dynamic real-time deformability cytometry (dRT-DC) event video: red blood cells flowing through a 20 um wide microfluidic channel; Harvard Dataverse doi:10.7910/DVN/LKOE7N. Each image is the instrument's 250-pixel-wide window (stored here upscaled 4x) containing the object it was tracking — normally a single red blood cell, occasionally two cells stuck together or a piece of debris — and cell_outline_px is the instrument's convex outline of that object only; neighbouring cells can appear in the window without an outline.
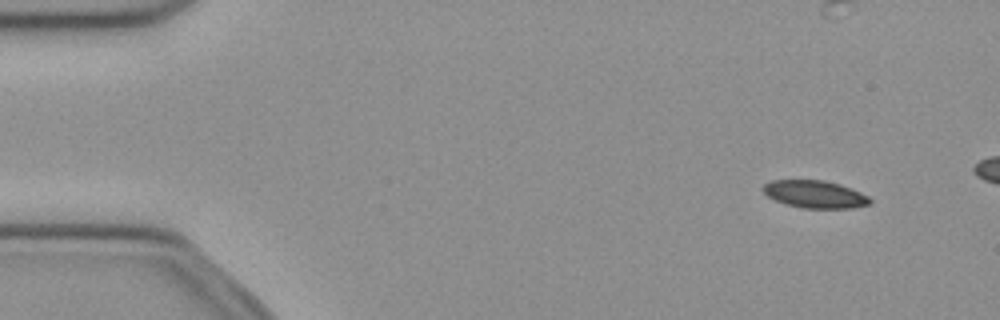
{"species": "common noctule bat (a hibernating species)", "species_latin": "Nyctalus noctula", "temperature_condition": "cold", "stored_images_in_passage": 14, "camera_frame_rate_fps": 3000, "um_per_image_px": 0.085, "animal": {"sex": "female", "body_mass_g": 21.9}, "frame": {"image": 1, "passage_image": 5, "time_ms": 1.333, "image_size_px": [1000, 320], "cell_outline_px": [[872, 204], [852, 208], [804, 208], [788, 204], [776, 200], [768, 196], [760, 188], [764, 184], [772, 180], [824, 180], [840, 184], [860, 192], [868, 196], [872, 200]], "centroid_in_image_um": [69.29, 16.5], "position_along_channel_um": 15.7, "area_um2": 17.11}}